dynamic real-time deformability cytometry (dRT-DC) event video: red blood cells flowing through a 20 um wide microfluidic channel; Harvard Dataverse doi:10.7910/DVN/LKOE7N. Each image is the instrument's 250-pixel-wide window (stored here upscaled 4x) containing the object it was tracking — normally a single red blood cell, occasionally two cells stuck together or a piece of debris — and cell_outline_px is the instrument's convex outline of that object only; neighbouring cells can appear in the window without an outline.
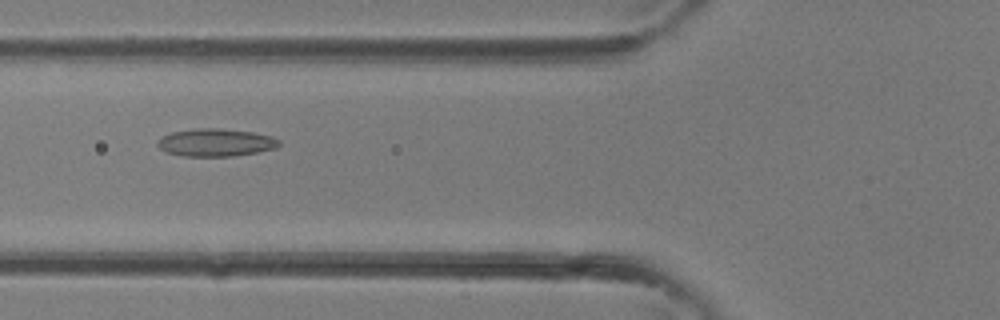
{"species": "common noctule bat (a hibernating species)", "species_latin": "Nyctalus noctula", "temperature_condition": "room temperature", "stored_images_in_passage": 37, "camera_frame_rate_fps": 3000, "um_per_image_px": 0.085, "animal": {"sex": "female"}, "frame": {"image": 1, "passage_image": 14, "time_ms": 4.333, "image_size_px": [1000, 320], "cell_outline_px": [[280, 144], [276, 148], [256, 152], [232, 156], [180, 156], [168, 152], [160, 148], [156, 144], [164, 136], [172, 132], [200, 128], [220, 128], [252, 132], [272, 136], [280, 140]], "centroid_in_image_um": [18.37, 12.11], "position_along_channel_um": 107.4, "area_um2": 19.42}}
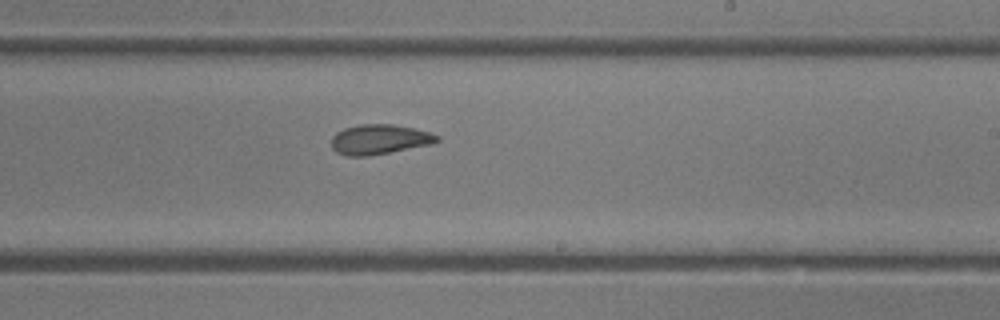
{"frame": {"image": 2, "passage_image": 22, "time_ms": 7.0, "image_size_px": [1000, 320], "cell_outline_px": [[440, 140], [432, 144], [368, 156], [348, 156], [336, 152], [332, 148], [332, 136], [336, 132], [344, 128], [360, 124], [392, 124], [412, 128], [428, 132], [440, 136]], "centroid_in_image_um": [32.23, 11.85], "position_along_channel_um": 256.8, "area_um2": 18.32}}
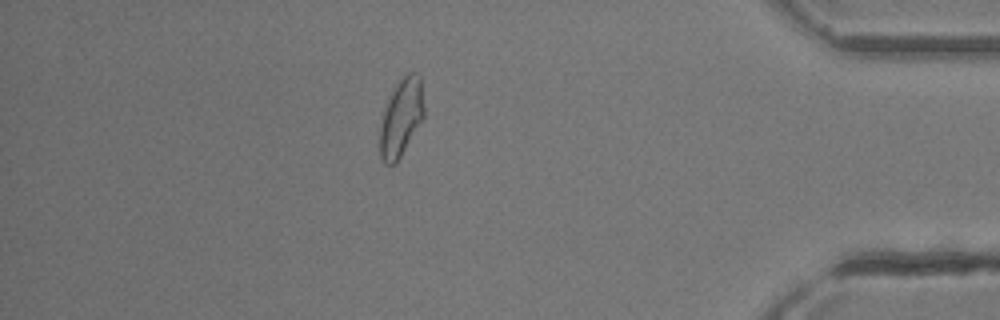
{"frame": {"image": 3, "passage_image": 32, "time_ms": 10.333, "image_size_px": [1000, 320], "cell_outline_px": [[424, 116], [396, 164], [384, 164], [380, 156], [380, 124], [384, 108], [392, 88], [396, 80], [408, 72], [416, 72], [420, 76], [424, 108]], "centroid_in_image_um": [34.08, 9.94], "position_along_channel_um": 401.1, "area_um2": 20.17}}